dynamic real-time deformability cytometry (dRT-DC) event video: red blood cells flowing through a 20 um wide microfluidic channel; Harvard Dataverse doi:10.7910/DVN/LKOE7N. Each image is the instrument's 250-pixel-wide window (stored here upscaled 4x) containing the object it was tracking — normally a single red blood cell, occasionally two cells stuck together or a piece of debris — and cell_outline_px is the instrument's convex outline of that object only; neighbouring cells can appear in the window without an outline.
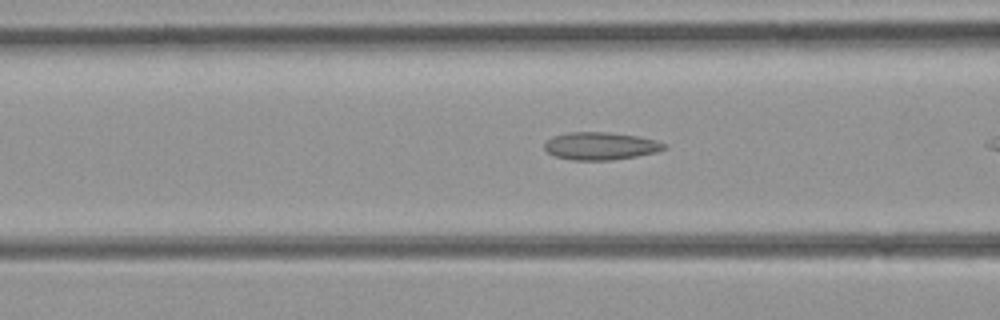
{"species": "common noctule bat (a hibernating species)", "species_latin": "Nyctalus noctula", "temperature_condition": "room temperature", "stored_images_in_passage": 11, "camera_frame_rate_fps": 3000, "um_per_image_px": 0.085, "animal": {"sex": "female", "body_mass_g": 21.9}, "frame": {"image": 1, "passage_image": 10, "time_ms": 3.0, "image_size_px": [1000, 320], "cell_outline_px": [[668, 148], [656, 152], [636, 156], [612, 160], [572, 160], [556, 156], [548, 152], [544, 148], [544, 144], [552, 136], [568, 132], [608, 132], [636, 136], [656, 140], [668, 144]], "centroid_in_image_um": [51.07, 12.4], "position_along_channel_um": 115.5, "area_um2": 19.31}}